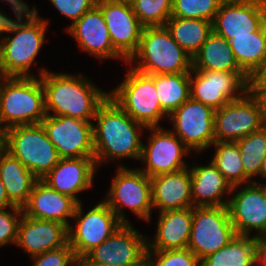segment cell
I'll use <instances>...</instances> for the list:
<instances>
[{
  "instance_id": "cell-1",
  "label": "cell",
  "mask_w": 266,
  "mask_h": 266,
  "mask_svg": "<svg viewBox=\"0 0 266 266\" xmlns=\"http://www.w3.org/2000/svg\"><path fill=\"white\" fill-rule=\"evenodd\" d=\"M96 122V124H95ZM147 127L133 120L111 97L98 107L93 120L94 159L97 167L120 159L140 161Z\"/></svg>"
},
{
  "instance_id": "cell-2",
  "label": "cell",
  "mask_w": 266,
  "mask_h": 266,
  "mask_svg": "<svg viewBox=\"0 0 266 266\" xmlns=\"http://www.w3.org/2000/svg\"><path fill=\"white\" fill-rule=\"evenodd\" d=\"M39 72L45 91L46 115L93 122L98 107L109 96V92L97 87L83 73H54L44 67Z\"/></svg>"
},
{
  "instance_id": "cell-3",
  "label": "cell",
  "mask_w": 266,
  "mask_h": 266,
  "mask_svg": "<svg viewBox=\"0 0 266 266\" xmlns=\"http://www.w3.org/2000/svg\"><path fill=\"white\" fill-rule=\"evenodd\" d=\"M126 65L147 75L177 74L191 72L192 57L165 26L144 27L138 50Z\"/></svg>"
},
{
  "instance_id": "cell-4",
  "label": "cell",
  "mask_w": 266,
  "mask_h": 266,
  "mask_svg": "<svg viewBox=\"0 0 266 266\" xmlns=\"http://www.w3.org/2000/svg\"><path fill=\"white\" fill-rule=\"evenodd\" d=\"M46 117L45 91L40 77H7L0 92V125L40 124Z\"/></svg>"
},
{
  "instance_id": "cell-5",
  "label": "cell",
  "mask_w": 266,
  "mask_h": 266,
  "mask_svg": "<svg viewBox=\"0 0 266 266\" xmlns=\"http://www.w3.org/2000/svg\"><path fill=\"white\" fill-rule=\"evenodd\" d=\"M36 13L15 33L0 40V69L7 77H37L32 66L46 41L49 21Z\"/></svg>"
},
{
  "instance_id": "cell-6",
  "label": "cell",
  "mask_w": 266,
  "mask_h": 266,
  "mask_svg": "<svg viewBox=\"0 0 266 266\" xmlns=\"http://www.w3.org/2000/svg\"><path fill=\"white\" fill-rule=\"evenodd\" d=\"M128 68L122 82L108 91L109 97L136 122L146 127H160L159 122L169 115L161 108L154 75Z\"/></svg>"
},
{
  "instance_id": "cell-7",
  "label": "cell",
  "mask_w": 266,
  "mask_h": 266,
  "mask_svg": "<svg viewBox=\"0 0 266 266\" xmlns=\"http://www.w3.org/2000/svg\"><path fill=\"white\" fill-rule=\"evenodd\" d=\"M114 176L104 202L123 224H130L125 207L139 219L149 222L153 211L150 177L139 168H128L123 164L118 165Z\"/></svg>"
},
{
  "instance_id": "cell-8",
  "label": "cell",
  "mask_w": 266,
  "mask_h": 266,
  "mask_svg": "<svg viewBox=\"0 0 266 266\" xmlns=\"http://www.w3.org/2000/svg\"><path fill=\"white\" fill-rule=\"evenodd\" d=\"M4 149L38 179L50 172L60 159L41 123L6 129Z\"/></svg>"
},
{
  "instance_id": "cell-9",
  "label": "cell",
  "mask_w": 266,
  "mask_h": 266,
  "mask_svg": "<svg viewBox=\"0 0 266 266\" xmlns=\"http://www.w3.org/2000/svg\"><path fill=\"white\" fill-rule=\"evenodd\" d=\"M86 213L83 204L78 203L68 228V243L78 260L85 257L95 247L101 245L123 223L104 201H99Z\"/></svg>"
},
{
  "instance_id": "cell-10",
  "label": "cell",
  "mask_w": 266,
  "mask_h": 266,
  "mask_svg": "<svg viewBox=\"0 0 266 266\" xmlns=\"http://www.w3.org/2000/svg\"><path fill=\"white\" fill-rule=\"evenodd\" d=\"M235 235L227 206L193 207L187 248L200 262L227 245Z\"/></svg>"
},
{
  "instance_id": "cell-11",
  "label": "cell",
  "mask_w": 266,
  "mask_h": 266,
  "mask_svg": "<svg viewBox=\"0 0 266 266\" xmlns=\"http://www.w3.org/2000/svg\"><path fill=\"white\" fill-rule=\"evenodd\" d=\"M264 126L260 102L250 89L214 113V136L218 142H236Z\"/></svg>"
},
{
  "instance_id": "cell-12",
  "label": "cell",
  "mask_w": 266,
  "mask_h": 266,
  "mask_svg": "<svg viewBox=\"0 0 266 266\" xmlns=\"http://www.w3.org/2000/svg\"><path fill=\"white\" fill-rule=\"evenodd\" d=\"M250 89V78L245 73L191 70L190 98L220 109L239 99Z\"/></svg>"
},
{
  "instance_id": "cell-13",
  "label": "cell",
  "mask_w": 266,
  "mask_h": 266,
  "mask_svg": "<svg viewBox=\"0 0 266 266\" xmlns=\"http://www.w3.org/2000/svg\"><path fill=\"white\" fill-rule=\"evenodd\" d=\"M150 131L147 143L142 146L140 161L144 167L139 169L150 178L159 174L173 173L183 170L189 165L185 158L191 155V150L177 137L171 129L147 127Z\"/></svg>"
},
{
  "instance_id": "cell-14",
  "label": "cell",
  "mask_w": 266,
  "mask_h": 266,
  "mask_svg": "<svg viewBox=\"0 0 266 266\" xmlns=\"http://www.w3.org/2000/svg\"><path fill=\"white\" fill-rule=\"evenodd\" d=\"M147 237L134 228L131 223L122 224L101 245L81 258L79 263L146 266Z\"/></svg>"
},
{
  "instance_id": "cell-15",
  "label": "cell",
  "mask_w": 266,
  "mask_h": 266,
  "mask_svg": "<svg viewBox=\"0 0 266 266\" xmlns=\"http://www.w3.org/2000/svg\"><path fill=\"white\" fill-rule=\"evenodd\" d=\"M214 113L212 107L189 98L167 120L171 121V131L198 154L215 142Z\"/></svg>"
},
{
  "instance_id": "cell-16",
  "label": "cell",
  "mask_w": 266,
  "mask_h": 266,
  "mask_svg": "<svg viewBox=\"0 0 266 266\" xmlns=\"http://www.w3.org/2000/svg\"><path fill=\"white\" fill-rule=\"evenodd\" d=\"M231 195L227 207L236 235L262 240L266 236V197L262 186L257 182L233 186Z\"/></svg>"
},
{
  "instance_id": "cell-17",
  "label": "cell",
  "mask_w": 266,
  "mask_h": 266,
  "mask_svg": "<svg viewBox=\"0 0 266 266\" xmlns=\"http://www.w3.org/2000/svg\"><path fill=\"white\" fill-rule=\"evenodd\" d=\"M41 125L60 159L94 157L93 122L46 115Z\"/></svg>"
},
{
  "instance_id": "cell-18",
  "label": "cell",
  "mask_w": 266,
  "mask_h": 266,
  "mask_svg": "<svg viewBox=\"0 0 266 266\" xmlns=\"http://www.w3.org/2000/svg\"><path fill=\"white\" fill-rule=\"evenodd\" d=\"M266 22V0H223L212 22L213 31L226 40L252 35Z\"/></svg>"
},
{
  "instance_id": "cell-19",
  "label": "cell",
  "mask_w": 266,
  "mask_h": 266,
  "mask_svg": "<svg viewBox=\"0 0 266 266\" xmlns=\"http://www.w3.org/2000/svg\"><path fill=\"white\" fill-rule=\"evenodd\" d=\"M96 6L103 14L113 47L128 61L138 50L144 28L131 3L97 0Z\"/></svg>"
},
{
  "instance_id": "cell-20",
  "label": "cell",
  "mask_w": 266,
  "mask_h": 266,
  "mask_svg": "<svg viewBox=\"0 0 266 266\" xmlns=\"http://www.w3.org/2000/svg\"><path fill=\"white\" fill-rule=\"evenodd\" d=\"M66 31L82 51L98 60L120 59L127 64V60L113 47L103 14L96 5L79 20L69 24Z\"/></svg>"
},
{
  "instance_id": "cell-21",
  "label": "cell",
  "mask_w": 266,
  "mask_h": 266,
  "mask_svg": "<svg viewBox=\"0 0 266 266\" xmlns=\"http://www.w3.org/2000/svg\"><path fill=\"white\" fill-rule=\"evenodd\" d=\"M97 170L94 157L61 158L41 180L59 193L82 203L77 194L92 187Z\"/></svg>"
},
{
  "instance_id": "cell-22",
  "label": "cell",
  "mask_w": 266,
  "mask_h": 266,
  "mask_svg": "<svg viewBox=\"0 0 266 266\" xmlns=\"http://www.w3.org/2000/svg\"><path fill=\"white\" fill-rule=\"evenodd\" d=\"M68 243V228L56 221L41 220L22 215L18 226L16 246L30 258Z\"/></svg>"
},
{
  "instance_id": "cell-23",
  "label": "cell",
  "mask_w": 266,
  "mask_h": 266,
  "mask_svg": "<svg viewBox=\"0 0 266 266\" xmlns=\"http://www.w3.org/2000/svg\"><path fill=\"white\" fill-rule=\"evenodd\" d=\"M77 204L70 196L59 193L38 179L22 210L30 218L56 221L69 228V218H73Z\"/></svg>"
},
{
  "instance_id": "cell-24",
  "label": "cell",
  "mask_w": 266,
  "mask_h": 266,
  "mask_svg": "<svg viewBox=\"0 0 266 266\" xmlns=\"http://www.w3.org/2000/svg\"><path fill=\"white\" fill-rule=\"evenodd\" d=\"M150 179L153 210L165 212L193 207L189 167L173 173L159 174Z\"/></svg>"
},
{
  "instance_id": "cell-25",
  "label": "cell",
  "mask_w": 266,
  "mask_h": 266,
  "mask_svg": "<svg viewBox=\"0 0 266 266\" xmlns=\"http://www.w3.org/2000/svg\"><path fill=\"white\" fill-rule=\"evenodd\" d=\"M193 207L158 212L154 237H147V251L186 249L192 228ZM151 238V239H150Z\"/></svg>"
},
{
  "instance_id": "cell-26",
  "label": "cell",
  "mask_w": 266,
  "mask_h": 266,
  "mask_svg": "<svg viewBox=\"0 0 266 266\" xmlns=\"http://www.w3.org/2000/svg\"><path fill=\"white\" fill-rule=\"evenodd\" d=\"M193 207L227 206L232 186L210 161L190 167ZM226 198L223 200V198Z\"/></svg>"
},
{
  "instance_id": "cell-27",
  "label": "cell",
  "mask_w": 266,
  "mask_h": 266,
  "mask_svg": "<svg viewBox=\"0 0 266 266\" xmlns=\"http://www.w3.org/2000/svg\"><path fill=\"white\" fill-rule=\"evenodd\" d=\"M0 179L4 183L8 199L23 207L38 180L17 158L8 151H0Z\"/></svg>"
},
{
  "instance_id": "cell-28",
  "label": "cell",
  "mask_w": 266,
  "mask_h": 266,
  "mask_svg": "<svg viewBox=\"0 0 266 266\" xmlns=\"http://www.w3.org/2000/svg\"><path fill=\"white\" fill-rule=\"evenodd\" d=\"M192 69L244 73L237 63L229 41L214 31L192 58Z\"/></svg>"
},
{
  "instance_id": "cell-29",
  "label": "cell",
  "mask_w": 266,
  "mask_h": 266,
  "mask_svg": "<svg viewBox=\"0 0 266 266\" xmlns=\"http://www.w3.org/2000/svg\"><path fill=\"white\" fill-rule=\"evenodd\" d=\"M229 44L240 69L251 79L266 63V22L252 35L234 36Z\"/></svg>"
},
{
  "instance_id": "cell-30",
  "label": "cell",
  "mask_w": 266,
  "mask_h": 266,
  "mask_svg": "<svg viewBox=\"0 0 266 266\" xmlns=\"http://www.w3.org/2000/svg\"><path fill=\"white\" fill-rule=\"evenodd\" d=\"M260 243L254 236L235 235L227 245L204 258L201 266H255Z\"/></svg>"
},
{
  "instance_id": "cell-31",
  "label": "cell",
  "mask_w": 266,
  "mask_h": 266,
  "mask_svg": "<svg viewBox=\"0 0 266 266\" xmlns=\"http://www.w3.org/2000/svg\"><path fill=\"white\" fill-rule=\"evenodd\" d=\"M165 27L178 45L192 58L213 31L210 21L178 17H170Z\"/></svg>"
},
{
  "instance_id": "cell-32",
  "label": "cell",
  "mask_w": 266,
  "mask_h": 266,
  "mask_svg": "<svg viewBox=\"0 0 266 266\" xmlns=\"http://www.w3.org/2000/svg\"><path fill=\"white\" fill-rule=\"evenodd\" d=\"M154 83L161 108L168 115L190 98V72L155 74Z\"/></svg>"
},
{
  "instance_id": "cell-33",
  "label": "cell",
  "mask_w": 266,
  "mask_h": 266,
  "mask_svg": "<svg viewBox=\"0 0 266 266\" xmlns=\"http://www.w3.org/2000/svg\"><path fill=\"white\" fill-rule=\"evenodd\" d=\"M210 147L215 149L210 161L232 187L252 182L245 175L241 154L236 142L215 141Z\"/></svg>"
},
{
  "instance_id": "cell-34",
  "label": "cell",
  "mask_w": 266,
  "mask_h": 266,
  "mask_svg": "<svg viewBox=\"0 0 266 266\" xmlns=\"http://www.w3.org/2000/svg\"><path fill=\"white\" fill-rule=\"evenodd\" d=\"M236 143L241 154L245 175L254 182L253 178L260 177L262 161L266 155V126L242 137Z\"/></svg>"
},
{
  "instance_id": "cell-35",
  "label": "cell",
  "mask_w": 266,
  "mask_h": 266,
  "mask_svg": "<svg viewBox=\"0 0 266 266\" xmlns=\"http://www.w3.org/2000/svg\"><path fill=\"white\" fill-rule=\"evenodd\" d=\"M131 5L144 27L165 26L171 17L173 0H133Z\"/></svg>"
},
{
  "instance_id": "cell-36",
  "label": "cell",
  "mask_w": 266,
  "mask_h": 266,
  "mask_svg": "<svg viewBox=\"0 0 266 266\" xmlns=\"http://www.w3.org/2000/svg\"><path fill=\"white\" fill-rule=\"evenodd\" d=\"M223 0H173L171 17L213 22Z\"/></svg>"
},
{
  "instance_id": "cell-37",
  "label": "cell",
  "mask_w": 266,
  "mask_h": 266,
  "mask_svg": "<svg viewBox=\"0 0 266 266\" xmlns=\"http://www.w3.org/2000/svg\"><path fill=\"white\" fill-rule=\"evenodd\" d=\"M146 266H201V262L188 248L147 251Z\"/></svg>"
},
{
  "instance_id": "cell-38",
  "label": "cell",
  "mask_w": 266,
  "mask_h": 266,
  "mask_svg": "<svg viewBox=\"0 0 266 266\" xmlns=\"http://www.w3.org/2000/svg\"><path fill=\"white\" fill-rule=\"evenodd\" d=\"M22 215L23 210L18 206L0 211V247L10 243L16 245L18 226Z\"/></svg>"
},
{
  "instance_id": "cell-39",
  "label": "cell",
  "mask_w": 266,
  "mask_h": 266,
  "mask_svg": "<svg viewBox=\"0 0 266 266\" xmlns=\"http://www.w3.org/2000/svg\"><path fill=\"white\" fill-rule=\"evenodd\" d=\"M31 258L34 263L32 266H79V260L69 243Z\"/></svg>"
},
{
  "instance_id": "cell-40",
  "label": "cell",
  "mask_w": 266,
  "mask_h": 266,
  "mask_svg": "<svg viewBox=\"0 0 266 266\" xmlns=\"http://www.w3.org/2000/svg\"><path fill=\"white\" fill-rule=\"evenodd\" d=\"M11 10L13 15H15V20L0 10V40L4 38L2 36L4 33L11 35L17 32L36 13L35 6L32 9L30 7H11Z\"/></svg>"
},
{
  "instance_id": "cell-41",
  "label": "cell",
  "mask_w": 266,
  "mask_h": 266,
  "mask_svg": "<svg viewBox=\"0 0 266 266\" xmlns=\"http://www.w3.org/2000/svg\"><path fill=\"white\" fill-rule=\"evenodd\" d=\"M50 3L67 19L71 24L79 20L87 11L91 10L97 0H49Z\"/></svg>"
},
{
  "instance_id": "cell-42",
  "label": "cell",
  "mask_w": 266,
  "mask_h": 266,
  "mask_svg": "<svg viewBox=\"0 0 266 266\" xmlns=\"http://www.w3.org/2000/svg\"><path fill=\"white\" fill-rule=\"evenodd\" d=\"M250 91L260 102L263 118L266 124V86H250Z\"/></svg>"
},
{
  "instance_id": "cell-43",
  "label": "cell",
  "mask_w": 266,
  "mask_h": 266,
  "mask_svg": "<svg viewBox=\"0 0 266 266\" xmlns=\"http://www.w3.org/2000/svg\"><path fill=\"white\" fill-rule=\"evenodd\" d=\"M13 206L15 205L8 199L4 183L0 179V211Z\"/></svg>"
},
{
  "instance_id": "cell-44",
  "label": "cell",
  "mask_w": 266,
  "mask_h": 266,
  "mask_svg": "<svg viewBox=\"0 0 266 266\" xmlns=\"http://www.w3.org/2000/svg\"><path fill=\"white\" fill-rule=\"evenodd\" d=\"M250 86H266V63L262 70L250 79Z\"/></svg>"
},
{
  "instance_id": "cell-45",
  "label": "cell",
  "mask_w": 266,
  "mask_h": 266,
  "mask_svg": "<svg viewBox=\"0 0 266 266\" xmlns=\"http://www.w3.org/2000/svg\"><path fill=\"white\" fill-rule=\"evenodd\" d=\"M255 266H266V248L261 243L255 253Z\"/></svg>"
},
{
  "instance_id": "cell-46",
  "label": "cell",
  "mask_w": 266,
  "mask_h": 266,
  "mask_svg": "<svg viewBox=\"0 0 266 266\" xmlns=\"http://www.w3.org/2000/svg\"><path fill=\"white\" fill-rule=\"evenodd\" d=\"M1 2H6L10 7L23 8L30 7V4H27L24 0H0Z\"/></svg>"
},
{
  "instance_id": "cell-47",
  "label": "cell",
  "mask_w": 266,
  "mask_h": 266,
  "mask_svg": "<svg viewBox=\"0 0 266 266\" xmlns=\"http://www.w3.org/2000/svg\"><path fill=\"white\" fill-rule=\"evenodd\" d=\"M260 177L262 179H266V155L262 161V166H261V169H260Z\"/></svg>"
},
{
  "instance_id": "cell-48",
  "label": "cell",
  "mask_w": 266,
  "mask_h": 266,
  "mask_svg": "<svg viewBox=\"0 0 266 266\" xmlns=\"http://www.w3.org/2000/svg\"><path fill=\"white\" fill-rule=\"evenodd\" d=\"M5 130L0 125V151L4 149Z\"/></svg>"
},
{
  "instance_id": "cell-49",
  "label": "cell",
  "mask_w": 266,
  "mask_h": 266,
  "mask_svg": "<svg viewBox=\"0 0 266 266\" xmlns=\"http://www.w3.org/2000/svg\"><path fill=\"white\" fill-rule=\"evenodd\" d=\"M79 266H119V265H112V264H105V263H79Z\"/></svg>"
},
{
  "instance_id": "cell-50",
  "label": "cell",
  "mask_w": 266,
  "mask_h": 266,
  "mask_svg": "<svg viewBox=\"0 0 266 266\" xmlns=\"http://www.w3.org/2000/svg\"><path fill=\"white\" fill-rule=\"evenodd\" d=\"M6 78L7 76L5 75V73L0 69V92H1L2 85L4 81L6 80Z\"/></svg>"
},
{
  "instance_id": "cell-51",
  "label": "cell",
  "mask_w": 266,
  "mask_h": 266,
  "mask_svg": "<svg viewBox=\"0 0 266 266\" xmlns=\"http://www.w3.org/2000/svg\"><path fill=\"white\" fill-rule=\"evenodd\" d=\"M254 182H257V183H259V184L262 186V188H263V192H264L265 197H266V184H265L266 182L261 183L260 181L255 180V179H254Z\"/></svg>"
},
{
  "instance_id": "cell-52",
  "label": "cell",
  "mask_w": 266,
  "mask_h": 266,
  "mask_svg": "<svg viewBox=\"0 0 266 266\" xmlns=\"http://www.w3.org/2000/svg\"><path fill=\"white\" fill-rule=\"evenodd\" d=\"M261 244L266 248V236L261 240Z\"/></svg>"
},
{
  "instance_id": "cell-53",
  "label": "cell",
  "mask_w": 266,
  "mask_h": 266,
  "mask_svg": "<svg viewBox=\"0 0 266 266\" xmlns=\"http://www.w3.org/2000/svg\"><path fill=\"white\" fill-rule=\"evenodd\" d=\"M114 1L131 3L133 0H114Z\"/></svg>"
}]
</instances>
